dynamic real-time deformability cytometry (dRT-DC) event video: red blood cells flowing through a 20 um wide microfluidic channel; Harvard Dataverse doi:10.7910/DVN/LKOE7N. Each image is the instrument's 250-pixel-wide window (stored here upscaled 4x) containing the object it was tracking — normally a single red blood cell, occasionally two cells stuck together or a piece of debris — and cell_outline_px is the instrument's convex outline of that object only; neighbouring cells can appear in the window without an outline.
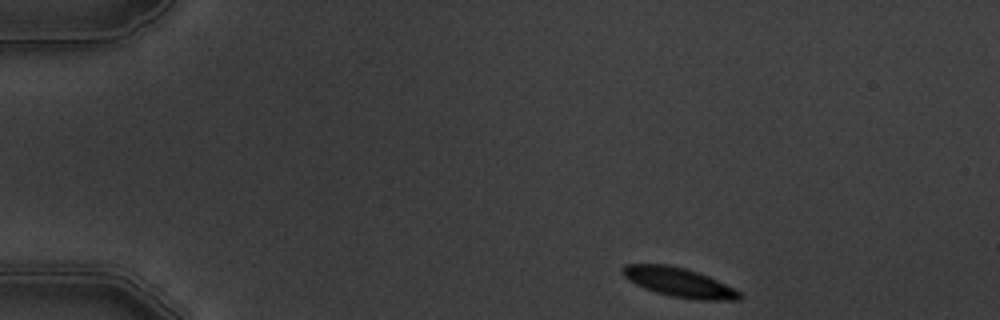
{"species": "common noctule bat (a hibernating species)", "species_latin": "Nyctalus noctula", "temperature_condition": "warm", "stored_images_in_passage": 9, "camera_frame_rate_fps": 3000, "um_per_image_px": 0.085, "animal": {"sex": "male", "body_mass_g": 19.5, "forearm_length_mm": 54.6}, "frame": {"image": 1, "passage_image": 1, "time_ms": 0.0, "image_size_px": [1000, 320], "cell_outline_px": [[744, 296], [740, 300], [700, 300], [672, 296], [656, 292], [644, 288], [628, 280], [620, 272], [620, 268], [624, 264], [668, 264], [684, 268], [708, 276], [740, 292]], "centroid_in_image_um": [57.67, 23.99], "position_along_channel_um": 27.3, "area_um2": 19.83}}
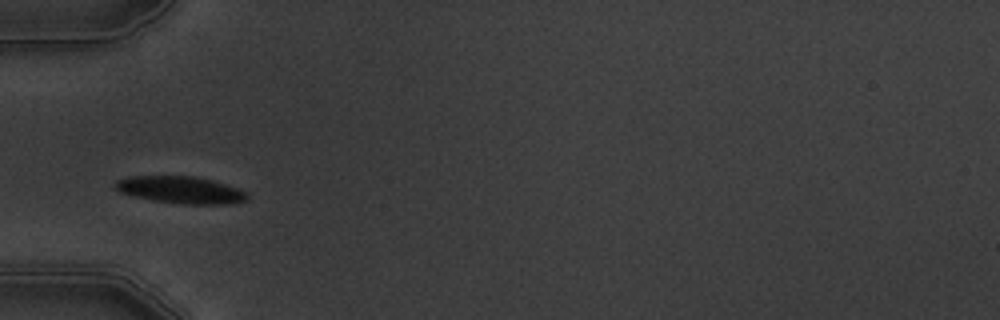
{"frame": {"image": 2, "passage_image": 4, "time_ms": 3.333, "image_size_px": [1000, 320], "cell_outline_px": [[248, 200], [232, 204], [180, 204], [152, 200], [132, 196], [120, 192], [112, 184], [116, 180], [128, 176], [192, 176], [212, 180], [236, 188], [244, 192], [248, 196]], "centroid_in_image_um": [15.31, 16.14], "position_along_channel_um": 69.7, "area_um2": 20.87}}